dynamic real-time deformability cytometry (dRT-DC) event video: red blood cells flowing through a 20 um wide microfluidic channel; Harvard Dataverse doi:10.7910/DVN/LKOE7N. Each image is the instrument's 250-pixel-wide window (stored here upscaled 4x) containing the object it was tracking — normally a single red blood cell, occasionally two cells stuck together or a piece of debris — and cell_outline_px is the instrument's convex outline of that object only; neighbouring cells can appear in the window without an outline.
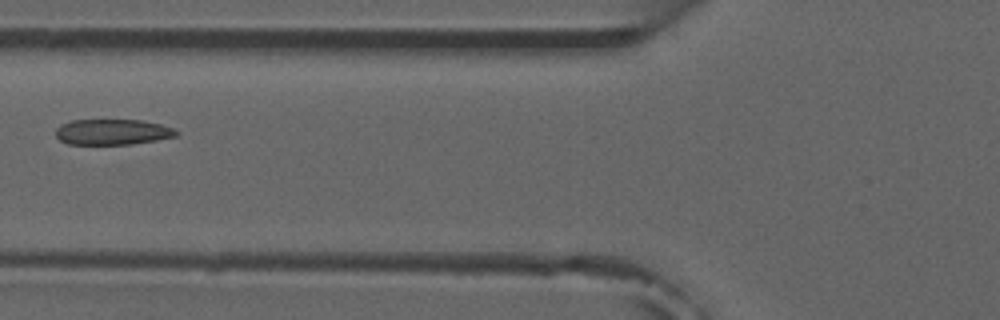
{"species": "common noctule bat (a hibernating species)", "species_latin": "Nyctalus noctula", "temperature_condition": "room temperature", "stored_images_in_passage": 6, "camera_frame_rate_fps": 3000, "um_per_image_px": 0.085, "animal": {"sex": "male", "forearm_length_mm": 52.5}, "frame": {"image": 1, "passage_image": 5, "time_ms": 5.667, "image_size_px": [1000, 320], "cell_outline_px": [[180, 132], [176, 136], [156, 140], [132, 144], [68, 144], [60, 140], [56, 136], [56, 128], [60, 124], [72, 120], [140, 120], [160, 124], [172, 128]], "centroid_in_image_um": [9.54, 11.21], "position_along_channel_um": 116.3, "area_um2": 17.98}}
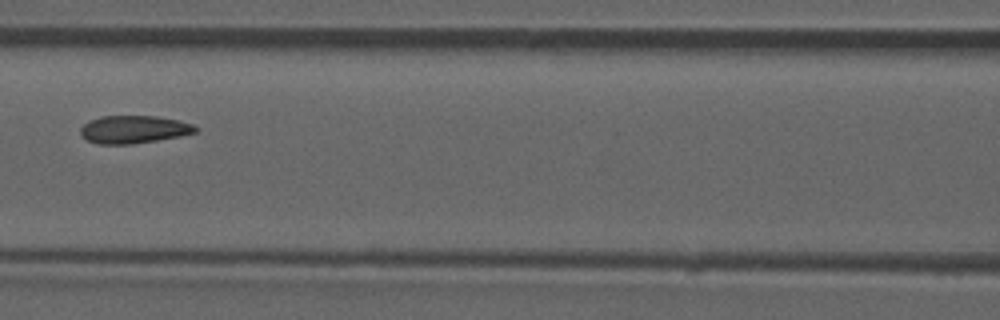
{"frame": {"image": 2, "passage_image": 6, "time_ms": 6.667, "image_size_px": [1000, 320], "cell_outline_px": [[200, 128], [196, 132], [180, 136], [132, 144], [100, 144], [88, 140], [80, 132], [80, 128], [84, 124], [100, 116], [156, 116], [180, 120], [192, 124]], "centroid_in_image_um": [11.41, 10.99], "position_along_channel_um": 155.2, "area_um2": 18.5}}